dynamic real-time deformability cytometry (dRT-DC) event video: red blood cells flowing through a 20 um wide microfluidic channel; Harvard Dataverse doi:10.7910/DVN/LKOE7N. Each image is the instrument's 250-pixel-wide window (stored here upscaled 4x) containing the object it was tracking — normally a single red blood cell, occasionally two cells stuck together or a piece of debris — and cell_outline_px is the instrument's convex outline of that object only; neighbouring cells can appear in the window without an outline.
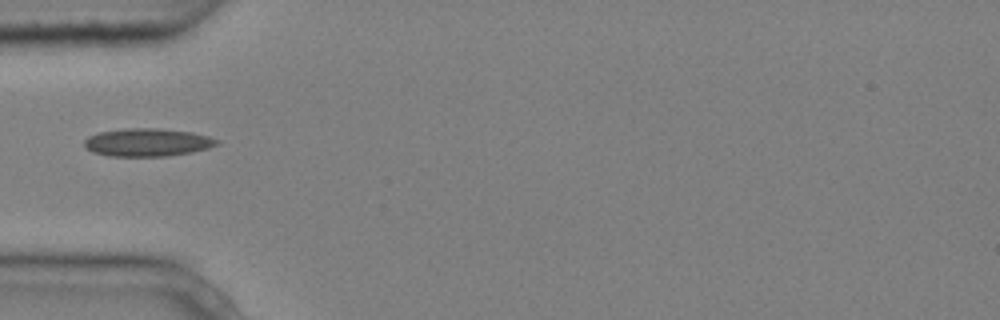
{"species": "common noctule bat (a hibernating species)", "species_latin": "Nyctalus noctula", "temperature_condition": "cold", "stored_images_in_passage": 4, "camera_frame_rate_fps": 3000, "um_per_image_px": 0.085, "animal": {"sex": "male", "body_mass_g": 20.4}, "frame": {"image": 1, "passage_image": 4, "time_ms": 1.0, "image_size_px": [1000, 320], "cell_outline_px": [[220, 144], [208, 148], [192, 152], [168, 156], [108, 156], [92, 152], [84, 148], [84, 140], [88, 136], [100, 132], [128, 128], [156, 128], [192, 132], [208, 136], [220, 140]], "centroid_in_image_um": [12.53, 12.1], "position_along_channel_um": 72.5, "area_um2": 21.73}}